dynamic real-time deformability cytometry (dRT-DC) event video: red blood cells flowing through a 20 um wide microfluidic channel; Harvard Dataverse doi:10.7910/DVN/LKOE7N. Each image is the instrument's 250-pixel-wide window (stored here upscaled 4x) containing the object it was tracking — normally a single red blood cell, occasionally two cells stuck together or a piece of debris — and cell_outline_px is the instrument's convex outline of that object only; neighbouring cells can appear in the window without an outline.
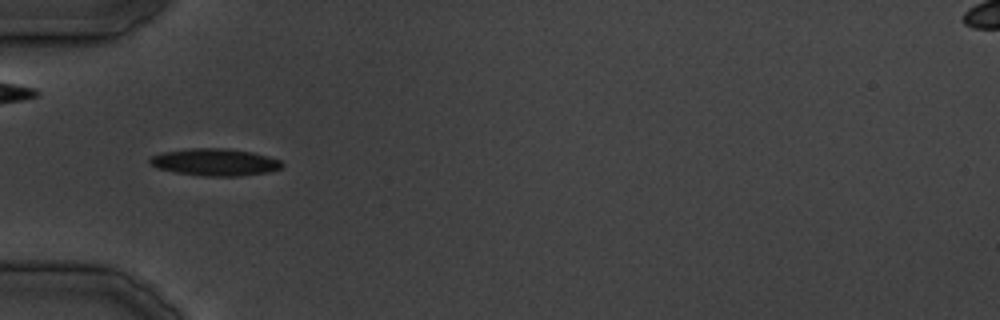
{"species": "common noctule bat (a hibernating species)", "species_latin": "Nyctalus noctula", "temperature_condition": "cold", "stored_images_in_passage": 3, "camera_frame_rate_fps": 3000, "um_per_image_px": 0.085, "animal": {"sex": "male", "body_mass_g": 19.5, "forearm_length_mm": 54.6}, "frame": {"image": 1, "passage_image": 1, "time_ms": 0.0, "image_size_px": [1000, 320], "cell_outline_px": [[284, 168], [268, 172], [240, 176], [204, 176], [176, 172], [156, 168], [148, 160], [148, 156], [160, 152], [188, 148], [228, 148], [252, 152], [268, 156], [280, 160], [284, 164]], "centroid_in_image_um": [18.26, 13.77], "position_along_channel_um": 66.7, "area_um2": 21.21}}